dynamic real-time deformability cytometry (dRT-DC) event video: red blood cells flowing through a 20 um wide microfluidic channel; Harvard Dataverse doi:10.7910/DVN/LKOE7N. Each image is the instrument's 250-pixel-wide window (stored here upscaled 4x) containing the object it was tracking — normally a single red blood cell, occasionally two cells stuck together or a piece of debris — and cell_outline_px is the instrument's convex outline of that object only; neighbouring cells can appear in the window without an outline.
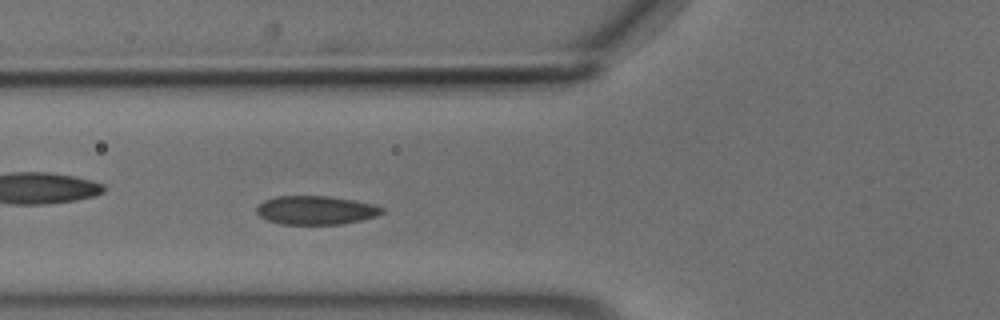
{"species": "common noctule bat (a hibernating species)", "species_latin": "Nyctalus noctula", "temperature_condition": "cold", "stored_images_in_passage": 47, "segment_of_instrument_passage": [1, 2], "camera_frame_rate_fps": 3000, "um_per_image_px": 0.085, "animal": {"sex": "male", "body_mass_g": 18.8}, "frame": {"image": 1, "passage_image": 12, "time_ms": 3.667, "image_size_px": [1000, 320], "cell_outline_px": [[384, 212], [376, 216], [360, 220], [340, 224], [280, 224], [268, 220], [260, 216], [256, 212], [256, 208], [264, 200], [276, 196], [328, 196], [376, 204], [384, 208]], "centroid_in_image_um": [26.85, 17.86], "position_along_channel_um": 98.9, "area_um2": 20.92}}
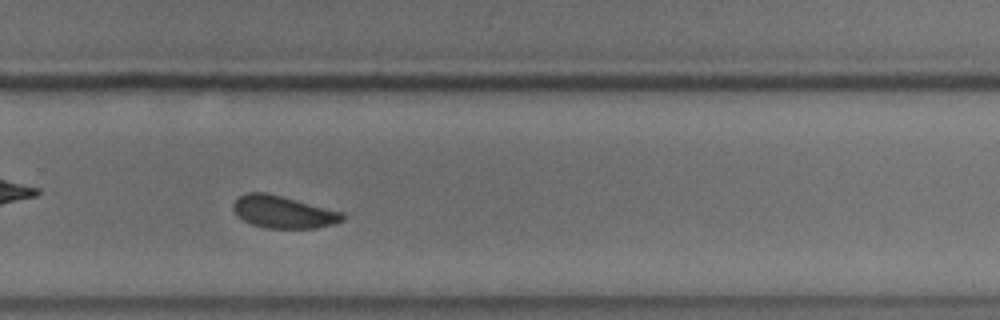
{"frame": {"image": 2, "passage_image": 29, "time_ms": 9.333, "image_size_px": [1000, 320], "cell_outline_px": [[344, 220], [332, 224], [316, 228], [264, 228], [252, 224], [236, 216], [232, 208], [232, 204], [244, 192], [264, 192], [344, 212]], "centroid_in_image_um": [24.04, 18.02], "position_along_channel_um": 305.8, "area_um2": 20.52}}
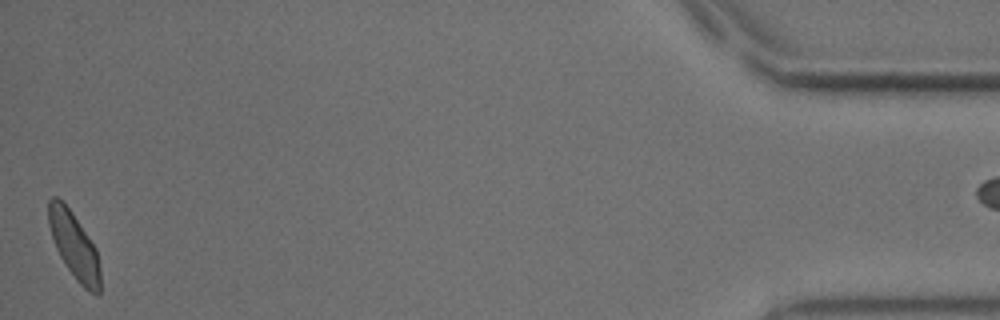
{"frame": {"image": 3, "passage_image": 46, "time_ms": 15.0, "image_size_px": [1000, 320], "cell_outline_px": [[100, 296], [96, 296], [84, 288], [76, 280], [60, 256], [56, 248], [48, 224], [48, 200], [52, 196], [56, 196], [68, 208], [88, 236], [96, 248], [100, 268]], "centroid_in_image_um": [6.31, 20.92], "position_along_channel_um": 428.9, "area_um2": 19.77}}